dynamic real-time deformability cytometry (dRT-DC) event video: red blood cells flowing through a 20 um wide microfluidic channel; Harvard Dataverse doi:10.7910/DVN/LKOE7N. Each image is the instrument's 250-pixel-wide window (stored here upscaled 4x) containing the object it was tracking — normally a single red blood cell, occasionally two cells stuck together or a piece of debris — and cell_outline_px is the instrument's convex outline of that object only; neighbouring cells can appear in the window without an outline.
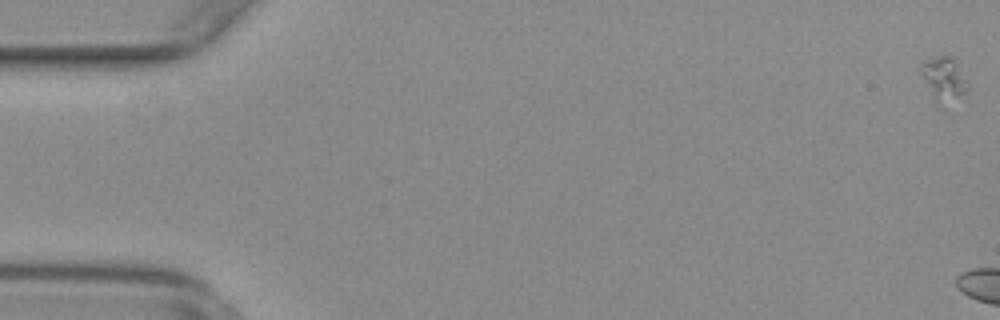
{"species": "common noctule bat (a hibernating species)", "species_latin": "Nyctalus noctula", "temperature_condition": "warm", "stored_images_in_passage": 6, "camera_frame_rate_fps": 3000, "um_per_image_px": 0.085, "animal": {"sex": "female", "body_mass_g": 29.2, "forearm_length_mm": 56.3}, "frame": {"image": 1, "passage_image": 1, "time_ms": 0.0, "image_size_px": [1000, 320], "cell_outline_px": [[968, 92], [936, 100], [920, 72], [920, 64], [924, 60], [940, 56], [956, 56], [968, 84]], "centroid_in_image_um": [80.25, 6.52], "position_along_channel_um": 4.8, "area_um2": 11.1}}